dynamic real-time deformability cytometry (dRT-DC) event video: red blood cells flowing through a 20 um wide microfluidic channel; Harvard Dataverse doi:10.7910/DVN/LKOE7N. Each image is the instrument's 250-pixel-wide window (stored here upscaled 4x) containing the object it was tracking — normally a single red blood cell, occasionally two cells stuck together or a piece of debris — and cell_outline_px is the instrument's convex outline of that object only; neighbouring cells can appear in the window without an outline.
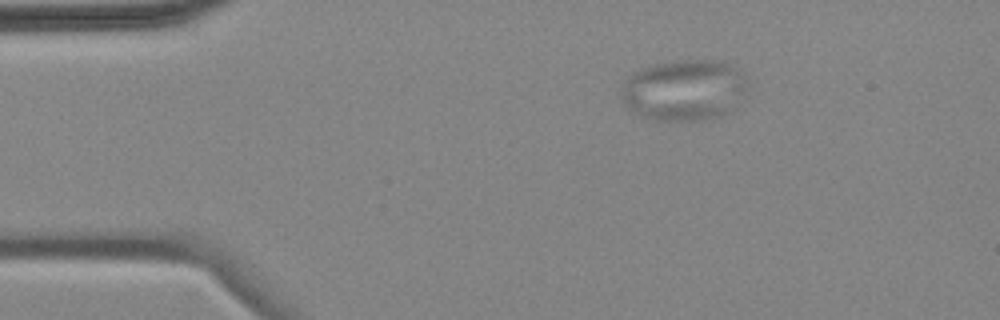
{"species": "common noctule bat (a hibernating species)", "species_latin": "Nyctalus noctula", "temperature_condition": "cold", "stored_images_in_passage": 4, "camera_frame_rate_fps": 3000, "um_per_image_px": 0.085, "animal": {"sex": "female", "body_mass_g": 18.4}, "frame": {"image": 1, "passage_image": 4, "time_ms": 6.333, "image_size_px": [1000, 320], "cell_outline_px": [[748, 84], [736, 108], [720, 116], [696, 120], [652, 120], [628, 108], [624, 104], [620, 92], [628, 76], [632, 72], [656, 64], [688, 60], [724, 60], [732, 64]], "centroid_in_image_um": [58.16, 7.66], "position_along_channel_um": 26.8, "area_um2": 44.68}}